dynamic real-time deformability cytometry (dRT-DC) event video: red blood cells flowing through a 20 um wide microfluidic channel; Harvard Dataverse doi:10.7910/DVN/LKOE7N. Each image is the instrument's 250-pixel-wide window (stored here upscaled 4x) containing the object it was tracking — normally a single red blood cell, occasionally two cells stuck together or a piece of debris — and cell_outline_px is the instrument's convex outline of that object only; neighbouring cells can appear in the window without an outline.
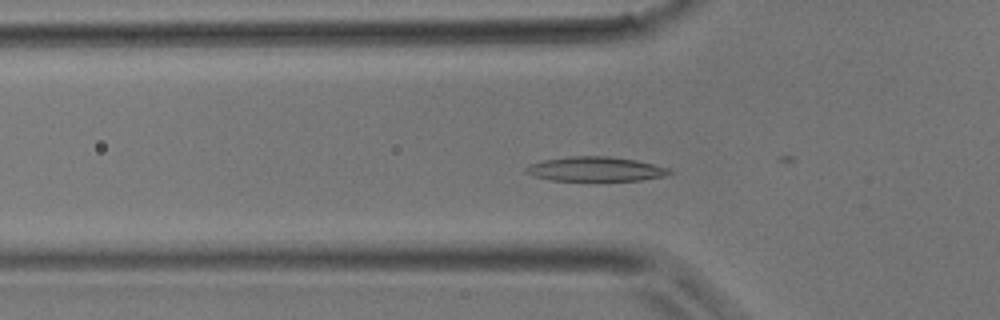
{"species": "common noctule bat (a hibernating species)", "species_latin": "Nyctalus noctula", "temperature_condition": "room temperature", "stored_images_in_passage": 34, "camera_frame_rate_fps": 3000, "um_per_image_px": 0.085, "animal": {"sex": "male", "body_mass_g": 17.9}, "frame": {"image": 1, "passage_image": 11, "time_ms": 3.333, "image_size_px": [1000, 320], "cell_outline_px": [[676, 172], [664, 176], [640, 180], [548, 180], [524, 172], [524, 168], [532, 164], [544, 160], [568, 156], [612, 156], [636, 160], [668, 168]], "centroid_in_image_um": [50.64, 14.36], "position_along_channel_um": 75.2, "area_um2": 20.35}}
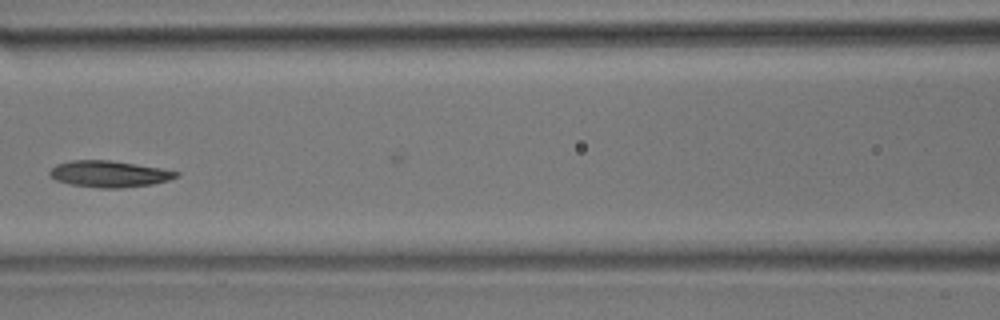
{"frame": {"image": 2, "passage_image": 16, "time_ms": 5.0, "image_size_px": [1000, 320], "cell_outline_px": [[180, 176], [168, 180], [152, 184], [120, 188], [100, 188], [72, 184], [56, 180], [48, 176], [48, 172], [56, 164], [68, 160], [108, 160], [136, 164], [160, 168], [180, 172]], "centroid_in_image_um": [9.26, 14.78], "position_along_channel_um": 157.3, "area_um2": 19.48}}
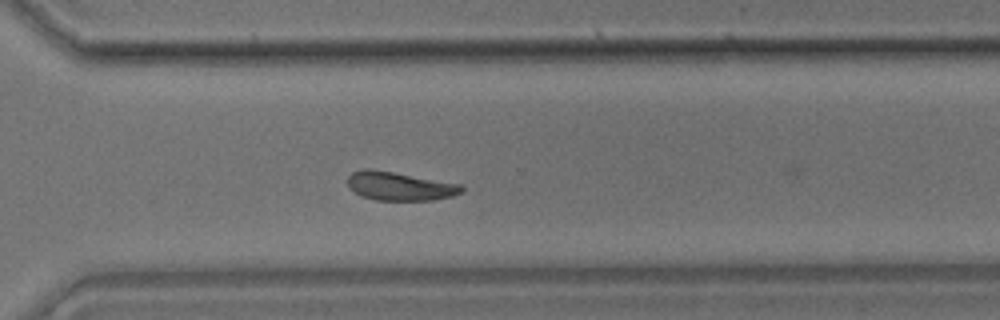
{"frame": {"image": 3, "passage_image": 27, "time_ms": 8.667, "image_size_px": [1000, 320], "cell_outline_px": [[464, 192], [452, 196], [432, 200], [376, 200], [360, 196], [348, 188], [348, 176], [352, 172], [364, 168], [372, 168], [460, 184], [464, 188]], "centroid_in_image_um": [33.94, 15.82], "position_along_channel_um": 336.7, "area_um2": 19.13}}